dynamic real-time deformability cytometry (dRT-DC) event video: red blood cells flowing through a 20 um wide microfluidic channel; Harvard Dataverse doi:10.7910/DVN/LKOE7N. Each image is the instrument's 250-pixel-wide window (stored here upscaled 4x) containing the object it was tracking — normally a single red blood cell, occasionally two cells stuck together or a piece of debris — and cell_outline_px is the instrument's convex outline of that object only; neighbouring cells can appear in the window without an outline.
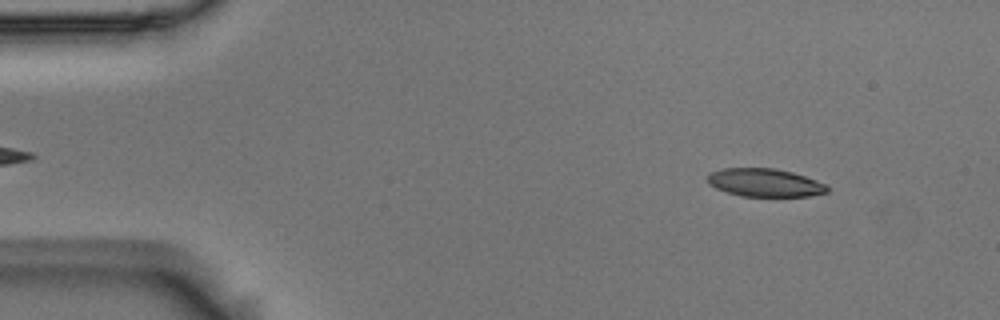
{"species": "Egyptian fruit bat (a non-hibernating species)", "species_latin": "Rousettus aegyptiacus", "temperature_condition": "room temperature", "stored_images_in_passage": 54, "camera_frame_rate_fps": 3000, "um_per_image_px": 0.085, "animal": {"sex": "male"}, "frame": {"image": 1, "passage_image": 6, "time_ms": 1.667, "image_size_px": [1000, 320], "cell_outline_px": [[828, 192], [808, 196], [740, 196], [716, 188], [708, 184], [708, 172], [724, 168], [776, 168], [792, 172], [828, 184]], "centroid_in_image_um": [65.01, 15.52], "position_along_channel_um": 20.0, "area_um2": 19.65}}
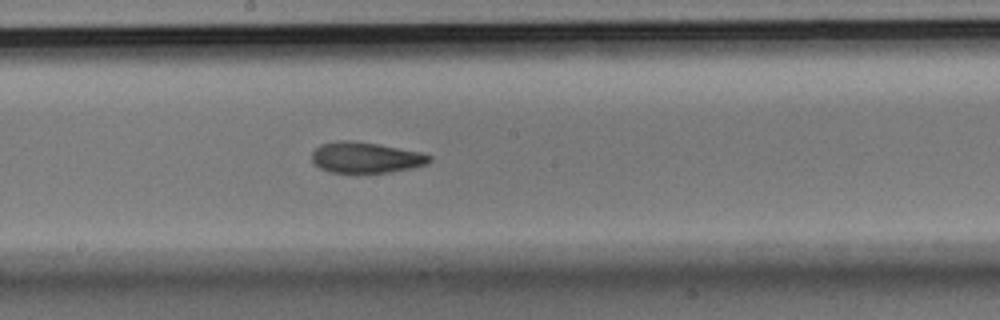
{"frame": {"image": 2, "passage_image": 29, "time_ms": 9.333, "image_size_px": [1000, 320], "cell_outline_px": [[432, 160], [428, 164], [412, 168], [392, 172], [328, 172], [320, 168], [312, 160], [312, 152], [320, 144], [344, 140], [348, 140], [376, 144], [420, 152], [432, 156]], "centroid_in_image_um": [31.11, 13.4], "position_along_channel_um": 217.1, "area_um2": 20.92}}
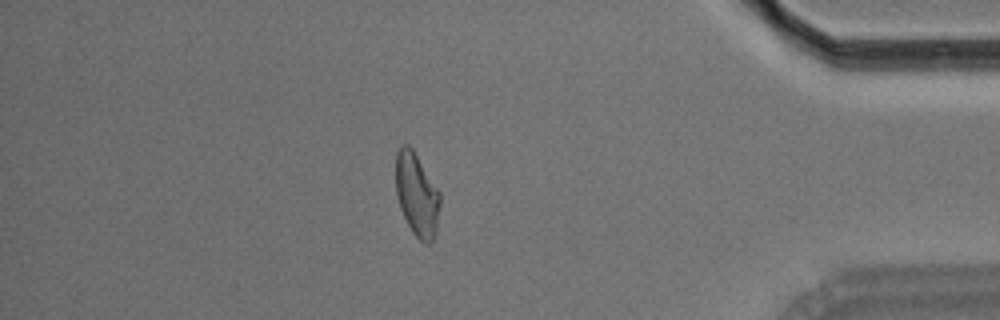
{"frame": {"image": 3, "passage_image": 47, "time_ms": 15.333, "image_size_px": [1000, 320], "cell_outline_px": [[440, 204], [436, 228], [432, 244], [424, 244], [412, 232], [400, 208], [396, 192], [396, 152], [400, 144], [408, 144], [412, 148], [440, 192]], "centroid_in_image_um": [35.42, 16.54], "position_along_channel_um": 399.8, "area_um2": 21.44}, "authors_computed_cell_mechanics": {"area_um2": 21.3571, "velocity_mm_per_s": 3.6606, "shape_relaxation_time_tau1_ms": 7.6395, "shape_relaxation_time_tau2_ms": 3.3704, "deformation_change_tau1": 0.2199, "deformation_change_tau2": 0.1084}}